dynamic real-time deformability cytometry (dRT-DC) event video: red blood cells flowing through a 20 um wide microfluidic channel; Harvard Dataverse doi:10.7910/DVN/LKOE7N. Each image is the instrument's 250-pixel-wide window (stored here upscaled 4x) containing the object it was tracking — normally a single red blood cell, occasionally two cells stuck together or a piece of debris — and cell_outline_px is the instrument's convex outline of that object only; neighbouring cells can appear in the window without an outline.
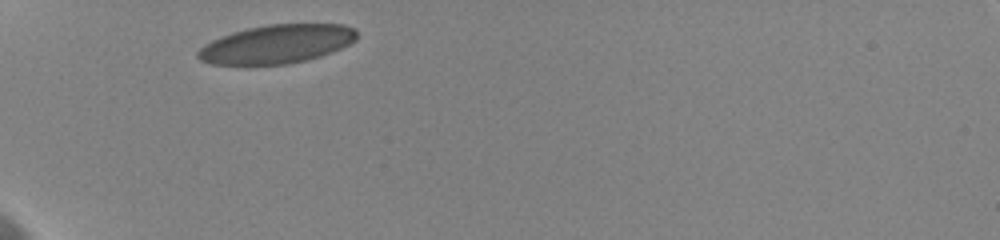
{"species": "human", "species_latin": "Homo sapiens", "temperature_condition": "cold", "stored_images_in_passage": 2, "camera_frame_rate_fps": 3000, "um_per_image_px": 0.085, "donor": {"sex": "female"}, "frame": {"image": 1, "passage_image": 1, "time_ms": 0.0, "image_size_px": [1000, 240], "cell_outline_px": [[356, 40], [332, 52], [320, 56], [288, 64], [212, 64], [200, 60], [196, 56], [196, 52], [204, 44], [220, 36], [232, 32], [248, 28], [268, 24], [344, 24], [352, 28], [356, 32]], "centroid_in_image_um": [23.49, 3.74], "position_along_channel_um": 61.5, "area_um2": 35.6}}